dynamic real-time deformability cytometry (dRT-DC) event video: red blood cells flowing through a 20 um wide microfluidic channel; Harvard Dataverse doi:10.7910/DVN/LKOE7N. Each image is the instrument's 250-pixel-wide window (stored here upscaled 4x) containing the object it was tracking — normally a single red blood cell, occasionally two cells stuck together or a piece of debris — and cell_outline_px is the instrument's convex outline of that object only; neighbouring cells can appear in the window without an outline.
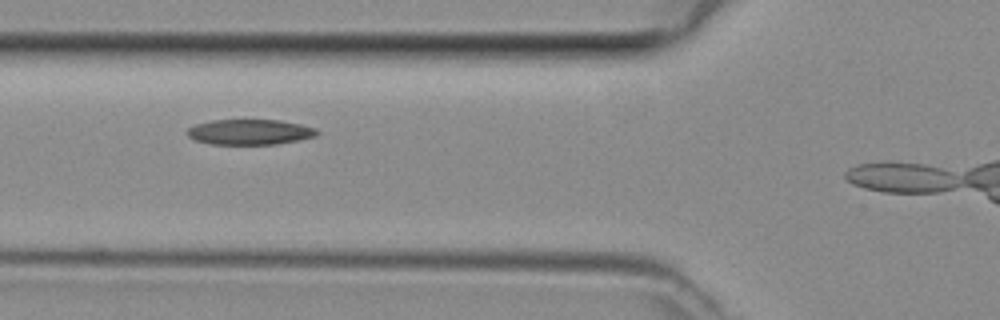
{"species": "common noctule bat (a hibernating species)", "species_latin": "Nyctalus noctula", "temperature_condition": "room temperature", "stored_images_in_passage": 7, "camera_frame_rate_fps": 3000, "um_per_image_px": 0.085, "animal": {"sex": "female", "body_mass_g": 29.2, "forearm_length_mm": 56.3}, "frame": {"image": 1, "passage_image": 4, "time_ms": 1.0, "image_size_px": [1000, 320], "cell_outline_px": [[320, 132], [316, 136], [276, 144], [212, 144], [196, 140], [188, 136], [184, 132], [188, 128], [196, 124], [212, 120], [280, 120], [300, 124], [316, 128]], "centroid_in_image_um": [21.22, 11.21], "position_along_channel_um": 104.6, "area_um2": 19.13}}
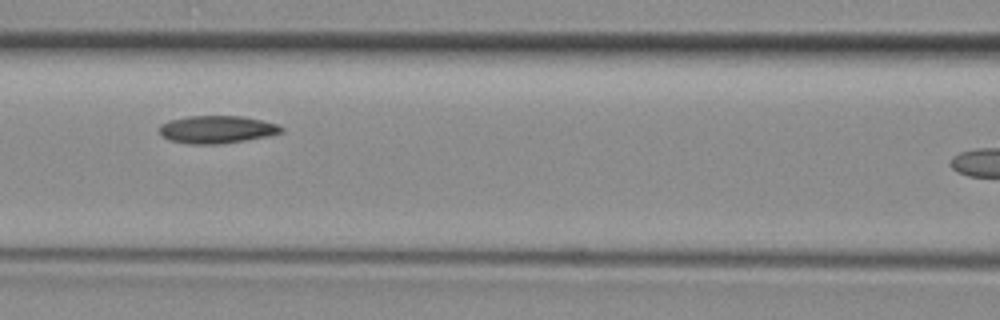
{"frame": {"image": 2, "passage_image": 5, "time_ms": 1.333, "image_size_px": [1000, 320], "cell_outline_px": [[284, 132], [268, 136], [244, 140], [216, 144], [192, 144], [168, 140], [160, 136], [160, 124], [168, 120], [188, 116], [244, 116], [280, 124], [284, 128]], "centroid_in_image_um": [18.44, 10.99], "position_along_channel_um": 148.2, "area_um2": 19.83}}